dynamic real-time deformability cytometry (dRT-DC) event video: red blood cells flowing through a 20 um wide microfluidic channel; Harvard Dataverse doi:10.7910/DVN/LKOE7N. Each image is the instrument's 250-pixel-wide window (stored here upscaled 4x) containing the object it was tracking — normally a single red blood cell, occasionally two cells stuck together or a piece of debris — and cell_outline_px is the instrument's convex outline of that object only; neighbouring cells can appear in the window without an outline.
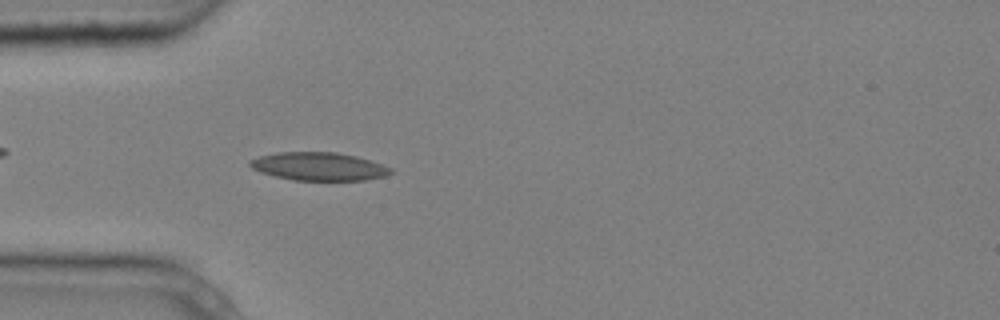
{"species": "common noctule bat (a hibernating species)", "species_latin": "Nyctalus noctula", "temperature_condition": "cold", "stored_images_in_passage": 5, "camera_frame_rate_fps": 3000, "um_per_image_px": 0.085, "animal": {"sex": "male", "body_mass_g": 20.4}, "frame": {"image": 1, "passage_image": 5, "time_ms": 1.333, "image_size_px": [1000, 320], "cell_outline_px": [[392, 172], [384, 176], [364, 180], [292, 180], [260, 172], [252, 168], [248, 164], [248, 160], [260, 156], [276, 152], [336, 152], [356, 156], [392, 168]], "centroid_in_image_um": [27.05, 14.14], "position_along_channel_um": 57.9, "area_um2": 22.95}}